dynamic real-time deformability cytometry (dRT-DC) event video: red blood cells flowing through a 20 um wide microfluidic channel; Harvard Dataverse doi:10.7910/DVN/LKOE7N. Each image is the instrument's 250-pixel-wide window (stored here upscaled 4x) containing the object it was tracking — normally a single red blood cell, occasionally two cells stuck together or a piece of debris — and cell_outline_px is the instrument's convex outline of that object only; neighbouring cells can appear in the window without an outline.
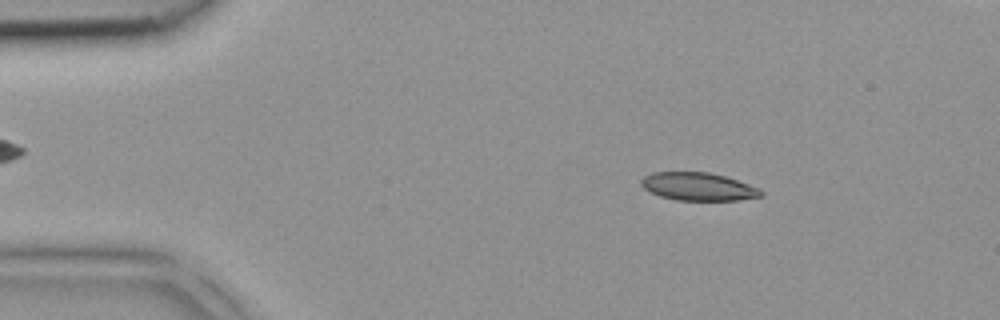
{"species": "common noctule bat (a hibernating species)", "species_latin": "Nyctalus noctula", "temperature_condition": "room temperature", "stored_images_in_passage": 4, "camera_frame_rate_fps": 3000, "um_per_image_px": 0.085, "animal": {"sex": "female", "body_mass_g": 18.4}, "frame": {"image": 1, "passage_image": 1, "time_ms": 0.0, "image_size_px": [1000, 320], "cell_outline_px": [[764, 192], [760, 196], [736, 200], [676, 200], [660, 196], [644, 188], [640, 184], [640, 180], [644, 176], [652, 172], [708, 172], [724, 176], [760, 188]], "centroid_in_image_um": [59.32, 15.85], "position_along_channel_um": 25.7, "area_um2": 19.36}}
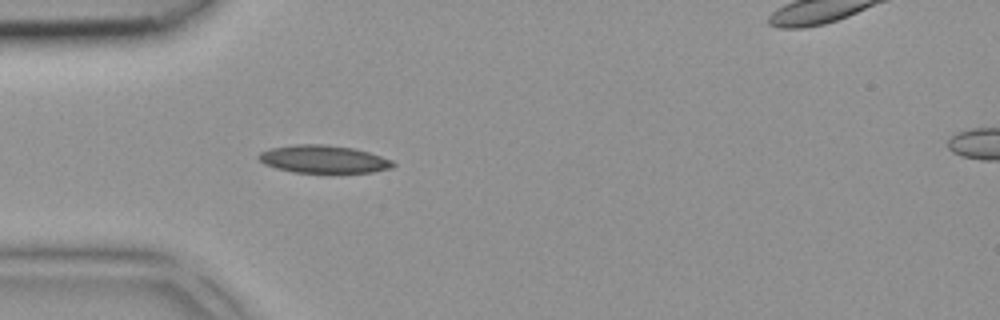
{"frame": {"image": 2, "passage_image": 3, "time_ms": 0.667, "image_size_px": [1000, 320], "cell_outline_px": [[396, 164], [392, 168], [372, 172], [292, 172], [276, 168], [264, 164], [256, 156], [260, 152], [272, 148], [296, 144], [324, 144], [352, 148], [368, 152], [392, 160]], "centroid_in_image_um": [27.48, 13.53], "position_along_channel_um": 57.5, "area_um2": 21.56}}